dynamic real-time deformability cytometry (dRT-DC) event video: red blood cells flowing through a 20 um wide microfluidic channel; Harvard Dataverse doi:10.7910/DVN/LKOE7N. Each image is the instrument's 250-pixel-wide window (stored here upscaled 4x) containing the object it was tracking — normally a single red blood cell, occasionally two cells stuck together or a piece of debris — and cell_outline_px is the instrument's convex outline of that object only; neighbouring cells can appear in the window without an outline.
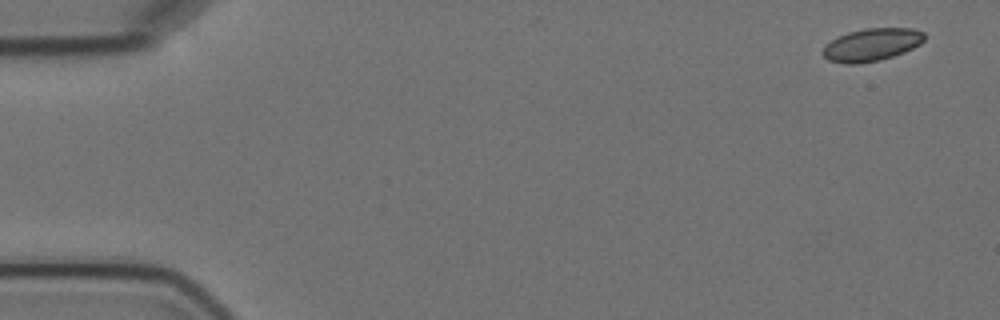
{"species": "Egyptian fruit bat (a non-hibernating species)", "species_latin": "Rousettus aegyptiacus", "temperature_condition": "cold", "stored_images_in_passage": 3, "camera_frame_rate_fps": 3000, "um_per_image_px": 0.085, "animal": {"sex": "female"}, "frame": {"image": 1, "passage_image": 3, "time_ms": 2.333, "image_size_px": [1000, 320], "cell_outline_px": [[924, 40], [920, 44], [904, 52], [880, 60], [856, 64], [844, 64], [828, 60], [820, 52], [836, 36], [848, 32], [868, 28], [912, 28], [924, 32]], "centroid_in_image_um": [74.08, 3.8], "position_along_channel_um": 10.9, "area_um2": 19.31}}